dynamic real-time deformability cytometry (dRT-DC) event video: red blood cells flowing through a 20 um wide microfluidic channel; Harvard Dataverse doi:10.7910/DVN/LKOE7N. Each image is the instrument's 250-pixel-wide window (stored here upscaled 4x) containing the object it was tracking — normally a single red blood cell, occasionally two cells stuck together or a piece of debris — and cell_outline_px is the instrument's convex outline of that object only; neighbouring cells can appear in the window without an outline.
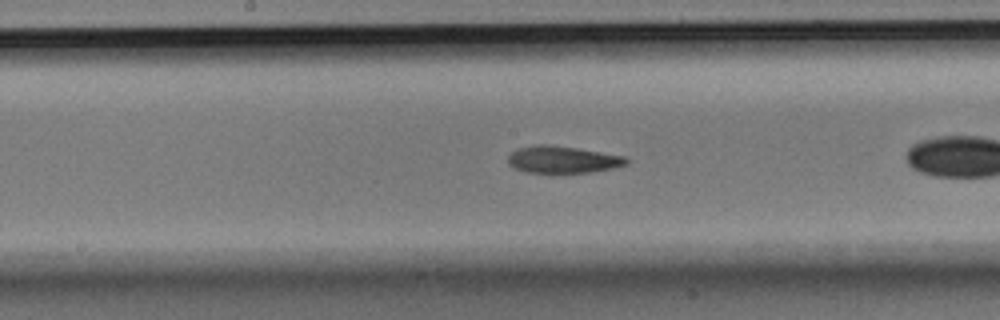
{"species": "Egyptian fruit bat (a non-hibernating species)", "species_latin": "Rousettus aegyptiacus", "temperature_condition": "room temperature", "stored_images_in_passage": 33, "camera_frame_rate_fps": 3000, "um_per_image_px": 0.085, "animal": {"sex": "male"}, "frame": {"image": 1, "passage_image": 10, "time_ms": 3.0, "image_size_px": [1000, 320], "cell_outline_px": [[628, 164], [612, 168], [588, 172], [552, 176], [524, 172], [508, 164], [508, 156], [512, 152], [520, 148], [536, 144], [548, 144], [576, 148], [628, 156]], "centroid_in_image_um": [47.82, 13.61], "position_along_channel_um": 200.4, "area_um2": 19.42}}